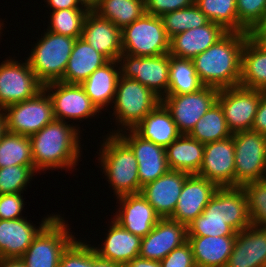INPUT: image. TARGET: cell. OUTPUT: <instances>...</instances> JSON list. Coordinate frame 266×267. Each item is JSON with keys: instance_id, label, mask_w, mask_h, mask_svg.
<instances>
[{"instance_id": "7402d4cb", "label": "cell", "mask_w": 266, "mask_h": 267, "mask_svg": "<svg viewBox=\"0 0 266 267\" xmlns=\"http://www.w3.org/2000/svg\"><path fill=\"white\" fill-rule=\"evenodd\" d=\"M55 215L42 218L40 226L32 225L27 218L0 219V258H21L33 239Z\"/></svg>"}, {"instance_id": "7a4b0ae2", "label": "cell", "mask_w": 266, "mask_h": 267, "mask_svg": "<svg viewBox=\"0 0 266 267\" xmlns=\"http://www.w3.org/2000/svg\"><path fill=\"white\" fill-rule=\"evenodd\" d=\"M68 123L54 119L29 137L33 165L37 172L64 168L72 170L77 166L82 156L80 129Z\"/></svg>"}, {"instance_id": "8992f818", "label": "cell", "mask_w": 266, "mask_h": 267, "mask_svg": "<svg viewBox=\"0 0 266 267\" xmlns=\"http://www.w3.org/2000/svg\"><path fill=\"white\" fill-rule=\"evenodd\" d=\"M160 102L161 99L139 81L120 76L112 104V116L118 122L116 125L121 127L110 134L134 129Z\"/></svg>"}, {"instance_id": "8fae6325", "label": "cell", "mask_w": 266, "mask_h": 267, "mask_svg": "<svg viewBox=\"0 0 266 267\" xmlns=\"http://www.w3.org/2000/svg\"><path fill=\"white\" fill-rule=\"evenodd\" d=\"M218 88L203 86L187 94H167L161 103L170 112L180 134H190L199 119L217 102Z\"/></svg>"}, {"instance_id": "8d00e7d4", "label": "cell", "mask_w": 266, "mask_h": 267, "mask_svg": "<svg viewBox=\"0 0 266 267\" xmlns=\"http://www.w3.org/2000/svg\"><path fill=\"white\" fill-rule=\"evenodd\" d=\"M17 165H33L31 140L7 131L0 140V168Z\"/></svg>"}, {"instance_id": "ffe728a7", "label": "cell", "mask_w": 266, "mask_h": 267, "mask_svg": "<svg viewBox=\"0 0 266 267\" xmlns=\"http://www.w3.org/2000/svg\"><path fill=\"white\" fill-rule=\"evenodd\" d=\"M189 175L183 171L169 170L155 181L145 184L140 193L161 218H169Z\"/></svg>"}, {"instance_id": "74e56055", "label": "cell", "mask_w": 266, "mask_h": 267, "mask_svg": "<svg viewBox=\"0 0 266 267\" xmlns=\"http://www.w3.org/2000/svg\"><path fill=\"white\" fill-rule=\"evenodd\" d=\"M160 18L169 38L189 29L202 27L210 22L195 4L188 8L163 14Z\"/></svg>"}, {"instance_id": "9f6ffc18", "label": "cell", "mask_w": 266, "mask_h": 267, "mask_svg": "<svg viewBox=\"0 0 266 267\" xmlns=\"http://www.w3.org/2000/svg\"><path fill=\"white\" fill-rule=\"evenodd\" d=\"M4 23H1V21H0V35L2 34L1 32V30H2V28L1 27H3L4 25H3Z\"/></svg>"}, {"instance_id": "277c9868", "label": "cell", "mask_w": 266, "mask_h": 267, "mask_svg": "<svg viewBox=\"0 0 266 267\" xmlns=\"http://www.w3.org/2000/svg\"><path fill=\"white\" fill-rule=\"evenodd\" d=\"M108 135L99 149V168L102 167L116 197L140 193L138 163L133 150L118 134Z\"/></svg>"}, {"instance_id": "f546056e", "label": "cell", "mask_w": 266, "mask_h": 267, "mask_svg": "<svg viewBox=\"0 0 266 267\" xmlns=\"http://www.w3.org/2000/svg\"><path fill=\"white\" fill-rule=\"evenodd\" d=\"M133 130L143 139L164 148L181 135L170 112L161 102Z\"/></svg>"}, {"instance_id": "681fc988", "label": "cell", "mask_w": 266, "mask_h": 267, "mask_svg": "<svg viewBox=\"0 0 266 267\" xmlns=\"http://www.w3.org/2000/svg\"><path fill=\"white\" fill-rule=\"evenodd\" d=\"M89 267H123V265L98 257L93 246L89 244Z\"/></svg>"}, {"instance_id": "f1b7e54d", "label": "cell", "mask_w": 266, "mask_h": 267, "mask_svg": "<svg viewBox=\"0 0 266 267\" xmlns=\"http://www.w3.org/2000/svg\"><path fill=\"white\" fill-rule=\"evenodd\" d=\"M118 66L117 60H109L81 84L90 100L100 111L113 103L120 77Z\"/></svg>"}, {"instance_id": "d4e9b609", "label": "cell", "mask_w": 266, "mask_h": 267, "mask_svg": "<svg viewBox=\"0 0 266 267\" xmlns=\"http://www.w3.org/2000/svg\"><path fill=\"white\" fill-rule=\"evenodd\" d=\"M227 32L222 26L211 21L202 27L181 32L170 38L169 55L192 60Z\"/></svg>"}, {"instance_id": "7bdbcfd3", "label": "cell", "mask_w": 266, "mask_h": 267, "mask_svg": "<svg viewBox=\"0 0 266 267\" xmlns=\"http://www.w3.org/2000/svg\"><path fill=\"white\" fill-rule=\"evenodd\" d=\"M59 267H89V244L75 239L62 253Z\"/></svg>"}, {"instance_id": "ba28073f", "label": "cell", "mask_w": 266, "mask_h": 267, "mask_svg": "<svg viewBox=\"0 0 266 267\" xmlns=\"http://www.w3.org/2000/svg\"><path fill=\"white\" fill-rule=\"evenodd\" d=\"M122 53L152 57L169 53L168 37L160 17L144 13L121 30Z\"/></svg>"}, {"instance_id": "5b68a950", "label": "cell", "mask_w": 266, "mask_h": 267, "mask_svg": "<svg viewBox=\"0 0 266 267\" xmlns=\"http://www.w3.org/2000/svg\"><path fill=\"white\" fill-rule=\"evenodd\" d=\"M75 41V38L47 30L31 48L26 60L43 85L63 78Z\"/></svg>"}, {"instance_id": "f6af8a7d", "label": "cell", "mask_w": 266, "mask_h": 267, "mask_svg": "<svg viewBox=\"0 0 266 267\" xmlns=\"http://www.w3.org/2000/svg\"><path fill=\"white\" fill-rule=\"evenodd\" d=\"M195 0H145V12L157 17L179 9L188 8Z\"/></svg>"}, {"instance_id": "d6986e66", "label": "cell", "mask_w": 266, "mask_h": 267, "mask_svg": "<svg viewBox=\"0 0 266 267\" xmlns=\"http://www.w3.org/2000/svg\"><path fill=\"white\" fill-rule=\"evenodd\" d=\"M187 226L169 218H161L141 240L139 256L163 260L173 249L187 242Z\"/></svg>"}, {"instance_id": "f35d334b", "label": "cell", "mask_w": 266, "mask_h": 267, "mask_svg": "<svg viewBox=\"0 0 266 267\" xmlns=\"http://www.w3.org/2000/svg\"><path fill=\"white\" fill-rule=\"evenodd\" d=\"M89 8H73L52 11L50 14V24L47 30L69 36L80 38L82 35L83 25Z\"/></svg>"}, {"instance_id": "4fadbf2b", "label": "cell", "mask_w": 266, "mask_h": 267, "mask_svg": "<svg viewBox=\"0 0 266 267\" xmlns=\"http://www.w3.org/2000/svg\"><path fill=\"white\" fill-rule=\"evenodd\" d=\"M43 89L27 60L7 59L0 64V109L32 99Z\"/></svg>"}, {"instance_id": "5bb4252c", "label": "cell", "mask_w": 266, "mask_h": 267, "mask_svg": "<svg viewBox=\"0 0 266 267\" xmlns=\"http://www.w3.org/2000/svg\"><path fill=\"white\" fill-rule=\"evenodd\" d=\"M261 95V90L241 86L219 90L217 102L232 134L251 130Z\"/></svg>"}, {"instance_id": "9a60e30c", "label": "cell", "mask_w": 266, "mask_h": 267, "mask_svg": "<svg viewBox=\"0 0 266 267\" xmlns=\"http://www.w3.org/2000/svg\"><path fill=\"white\" fill-rule=\"evenodd\" d=\"M43 89L51 97L53 114L56 120L82 121V119L93 118L97 113L102 112L90 100L84 88L79 84L55 81L43 85Z\"/></svg>"}, {"instance_id": "d590c367", "label": "cell", "mask_w": 266, "mask_h": 267, "mask_svg": "<svg viewBox=\"0 0 266 267\" xmlns=\"http://www.w3.org/2000/svg\"><path fill=\"white\" fill-rule=\"evenodd\" d=\"M195 5L226 31L248 33L238 22L236 0H195Z\"/></svg>"}, {"instance_id": "7c38bea8", "label": "cell", "mask_w": 266, "mask_h": 267, "mask_svg": "<svg viewBox=\"0 0 266 267\" xmlns=\"http://www.w3.org/2000/svg\"><path fill=\"white\" fill-rule=\"evenodd\" d=\"M3 110L7 131L28 137L55 119L51 97L44 89L32 99L11 104Z\"/></svg>"}, {"instance_id": "52a82bcc", "label": "cell", "mask_w": 266, "mask_h": 267, "mask_svg": "<svg viewBox=\"0 0 266 267\" xmlns=\"http://www.w3.org/2000/svg\"><path fill=\"white\" fill-rule=\"evenodd\" d=\"M65 222L56 214L41 229L20 258L26 267H59L62 253L76 239Z\"/></svg>"}, {"instance_id": "30bf717a", "label": "cell", "mask_w": 266, "mask_h": 267, "mask_svg": "<svg viewBox=\"0 0 266 267\" xmlns=\"http://www.w3.org/2000/svg\"><path fill=\"white\" fill-rule=\"evenodd\" d=\"M120 76L145 85L160 99L167 95L169 86L170 55L138 57L122 53L118 58Z\"/></svg>"}, {"instance_id": "2e32d148", "label": "cell", "mask_w": 266, "mask_h": 267, "mask_svg": "<svg viewBox=\"0 0 266 267\" xmlns=\"http://www.w3.org/2000/svg\"><path fill=\"white\" fill-rule=\"evenodd\" d=\"M235 150L233 136L204 145L201 168L196 174L218 187H235Z\"/></svg>"}, {"instance_id": "603a6c76", "label": "cell", "mask_w": 266, "mask_h": 267, "mask_svg": "<svg viewBox=\"0 0 266 267\" xmlns=\"http://www.w3.org/2000/svg\"><path fill=\"white\" fill-rule=\"evenodd\" d=\"M81 38L108 60H118L122 54L121 29L92 10L85 18Z\"/></svg>"}, {"instance_id": "bcb514c9", "label": "cell", "mask_w": 266, "mask_h": 267, "mask_svg": "<svg viewBox=\"0 0 266 267\" xmlns=\"http://www.w3.org/2000/svg\"><path fill=\"white\" fill-rule=\"evenodd\" d=\"M160 262L162 267H196L192 249L188 241L182 246L173 249Z\"/></svg>"}, {"instance_id": "e575fe53", "label": "cell", "mask_w": 266, "mask_h": 267, "mask_svg": "<svg viewBox=\"0 0 266 267\" xmlns=\"http://www.w3.org/2000/svg\"><path fill=\"white\" fill-rule=\"evenodd\" d=\"M203 86L191 59L177 58L170 55L167 94L192 93L198 91Z\"/></svg>"}, {"instance_id": "3957f363", "label": "cell", "mask_w": 266, "mask_h": 267, "mask_svg": "<svg viewBox=\"0 0 266 267\" xmlns=\"http://www.w3.org/2000/svg\"><path fill=\"white\" fill-rule=\"evenodd\" d=\"M250 33L227 32L206 51L192 59L204 86L237 87L241 78L242 50Z\"/></svg>"}, {"instance_id": "484cf974", "label": "cell", "mask_w": 266, "mask_h": 267, "mask_svg": "<svg viewBox=\"0 0 266 267\" xmlns=\"http://www.w3.org/2000/svg\"><path fill=\"white\" fill-rule=\"evenodd\" d=\"M110 224L105 242L93 249L98 257L124 266L139 256L142 238L125 230L113 218Z\"/></svg>"}, {"instance_id": "db71d44e", "label": "cell", "mask_w": 266, "mask_h": 267, "mask_svg": "<svg viewBox=\"0 0 266 267\" xmlns=\"http://www.w3.org/2000/svg\"><path fill=\"white\" fill-rule=\"evenodd\" d=\"M7 132L6 116L3 109H0V140Z\"/></svg>"}, {"instance_id": "6da1fadb", "label": "cell", "mask_w": 266, "mask_h": 267, "mask_svg": "<svg viewBox=\"0 0 266 267\" xmlns=\"http://www.w3.org/2000/svg\"><path fill=\"white\" fill-rule=\"evenodd\" d=\"M251 225L242 187H219L202 214L188 226V236H236Z\"/></svg>"}, {"instance_id": "e0dca14e", "label": "cell", "mask_w": 266, "mask_h": 267, "mask_svg": "<svg viewBox=\"0 0 266 267\" xmlns=\"http://www.w3.org/2000/svg\"><path fill=\"white\" fill-rule=\"evenodd\" d=\"M117 134L131 147L137 159L140 192L145 184L155 181L170 170L164 147L143 139L133 129Z\"/></svg>"}, {"instance_id": "d6a6232c", "label": "cell", "mask_w": 266, "mask_h": 267, "mask_svg": "<svg viewBox=\"0 0 266 267\" xmlns=\"http://www.w3.org/2000/svg\"><path fill=\"white\" fill-rule=\"evenodd\" d=\"M92 11L122 30L146 13L145 0H100Z\"/></svg>"}, {"instance_id": "7dc6e473", "label": "cell", "mask_w": 266, "mask_h": 267, "mask_svg": "<svg viewBox=\"0 0 266 267\" xmlns=\"http://www.w3.org/2000/svg\"><path fill=\"white\" fill-rule=\"evenodd\" d=\"M251 130L266 135V93L264 91H262V95Z\"/></svg>"}, {"instance_id": "4dcf8cb0", "label": "cell", "mask_w": 266, "mask_h": 267, "mask_svg": "<svg viewBox=\"0 0 266 267\" xmlns=\"http://www.w3.org/2000/svg\"><path fill=\"white\" fill-rule=\"evenodd\" d=\"M204 145L189 134H181L165 148L170 170L197 174L203 162Z\"/></svg>"}, {"instance_id": "cb8c5ba5", "label": "cell", "mask_w": 266, "mask_h": 267, "mask_svg": "<svg viewBox=\"0 0 266 267\" xmlns=\"http://www.w3.org/2000/svg\"><path fill=\"white\" fill-rule=\"evenodd\" d=\"M226 267H266V228L250 225L237 232Z\"/></svg>"}, {"instance_id": "44dd1931", "label": "cell", "mask_w": 266, "mask_h": 267, "mask_svg": "<svg viewBox=\"0 0 266 267\" xmlns=\"http://www.w3.org/2000/svg\"><path fill=\"white\" fill-rule=\"evenodd\" d=\"M117 199L120 208L113 219L136 236L145 237L161 219L141 193L123 195Z\"/></svg>"}, {"instance_id": "11a10c76", "label": "cell", "mask_w": 266, "mask_h": 267, "mask_svg": "<svg viewBox=\"0 0 266 267\" xmlns=\"http://www.w3.org/2000/svg\"><path fill=\"white\" fill-rule=\"evenodd\" d=\"M80 2L83 4V6L93 10L100 0H80Z\"/></svg>"}, {"instance_id": "83f0119b", "label": "cell", "mask_w": 266, "mask_h": 267, "mask_svg": "<svg viewBox=\"0 0 266 267\" xmlns=\"http://www.w3.org/2000/svg\"><path fill=\"white\" fill-rule=\"evenodd\" d=\"M108 61L84 39L77 38L60 82L81 85L96 69Z\"/></svg>"}, {"instance_id": "f5cc1de1", "label": "cell", "mask_w": 266, "mask_h": 267, "mask_svg": "<svg viewBox=\"0 0 266 267\" xmlns=\"http://www.w3.org/2000/svg\"><path fill=\"white\" fill-rule=\"evenodd\" d=\"M0 267H26L20 258H0Z\"/></svg>"}, {"instance_id": "836d02e7", "label": "cell", "mask_w": 266, "mask_h": 267, "mask_svg": "<svg viewBox=\"0 0 266 267\" xmlns=\"http://www.w3.org/2000/svg\"><path fill=\"white\" fill-rule=\"evenodd\" d=\"M189 135L204 144L221 141L232 136L218 102L212 105L199 119Z\"/></svg>"}, {"instance_id": "816d5d0a", "label": "cell", "mask_w": 266, "mask_h": 267, "mask_svg": "<svg viewBox=\"0 0 266 267\" xmlns=\"http://www.w3.org/2000/svg\"><path fill=\"white\" fill-rule=\"evenodd\" d=\"M250 36L266 50V23L257 26L251 33Z\"/></svg>"}, {"instance_id": "ee69618b", "label": "cell", "mask_w": 266, "mask_h": 267, "mask_svg": "<svg viewBox=\"0 0 266 267\" xmlns=\"http://www.w3.org/2000/svg\"><path fill=\"white\" fill-rule=\"evenodd\" d=\"M24 199L21 193L0 195V219L13 220L24 218L22 211Z\"/></svg>"}, {"instance_id": "b9f144b4", "label": "cell", "mask_w": 266, "mask_h": 267, "mask_svg": "<svg viewBox=\"0 0 266 267\" xmlns=\"http://www.w3.org/2000/svg\"><path fill=\"white\" fill-rule=\"evenodd\" d=\"M239 24L251 33L266 23V0H236Z\"/></svg>"}, {"instance_id": "60d3db41", "label": "cell", "mask_w": 266, "mask_h": 267, "mask_svg": "<svg viewBox=\"0 0 266 267\" xmlns=\"http://www.w3.org/2000/svg\"><path fill=\"white\" fill-rule=\"evenodd\" d=\"M248 200L251 225L266 228V178L242 186Z\"/></svg>"}, {"instance_id": "1f68e13d", "label": "cell", "mask_w": 266, "mask_h": 267, "mask_svg": "<svg viewBox=\"0 0 266 267\" xmlns=\"http://www.w3.org/2000/svg\"><path fill=\"white\" fill-rule=\"evenodd\" d=\"M239 86L266 90V50L249 36L242 50L241 78Z\"/></svg>"}, {"instance_id": "ac0fdd59", "label": "cell", "mask_w": 266, "mask_h": 267, "mask_svg": "<svg viewBox=\"0 0 266 267\" xmlns=\"http://www.w3.org/2000/svg\"><path fill=\"white\" fill-rule=\"evenodd\" d=\"M219 187L196 174L189 175L183 185L173 214L169 219L188 226L201 215Z\"/></svg>"}, {"instance_id": "ab89813d", "label": "cell", "mask_w": 266, "mask_h": 267, "mask_svg": "<svg viewBox=\"0 0 266 267\" xmlns=\"http://www.w3.org/2000/svg\"><path fill=\"white\" fill-rule=\"evenodd\" d=\"M36 173L34 165L0 168V195L23 193Z\"/></svg>"}, {"instance_id": "c3c4849f", "label": "cell", "mask_w": 266, "mask_h": 267, "mask_svg": "<svg viewBox=\"0 0 266 267\" xmlns=\"http://www.w3.org/2000/svg\"><path fill=\"white\" fill-rule=\"evenodd\" d=\"M52 8V11L61 9H73V8H87L83 6L80 0H46L45 1Z\"/></svg>"}, {"instance_id": "9c48e42d", "label": "cell", "mask_w": 266, "mask_h": 267, "mask_svg": "<svg viewBox=\"0 0 266 267\" xmlns=\"http://www.w3.org/2000/svg\"><path fill=\"white\" fill-rule=\"evenodd\" d=\"M235 150V187L266 178V135L253 130L232 134Z\"/></svg>"}, {"instance_id": "f907efd6", "label": "cell", "mask_w": 266, "mask_h": 267, "mask_svg": "<svg viewBox=\"0 0 266 267\" xmlns=\"http://www.w3.org/2000/svg\"><path fill=\"white\" fill-rule=\"evenodd\" d=\"M123 267H162L160 261L142 258L140 256L129 261Z\"/></svg>"}, {"instance_id": "4316f807", "label": "cell", "mask_w": 266, "mask_h": 267, "mask_svg": "<svg viewBox=\"0 0 266 267\" xmlns=\"http://www.w3.org/2000/svg\"><path fill=\"white\" fill-rule=\"evenodd\" d=\"M236 236H187L196 267H226Z\"/></svg>"}]
</instances>
